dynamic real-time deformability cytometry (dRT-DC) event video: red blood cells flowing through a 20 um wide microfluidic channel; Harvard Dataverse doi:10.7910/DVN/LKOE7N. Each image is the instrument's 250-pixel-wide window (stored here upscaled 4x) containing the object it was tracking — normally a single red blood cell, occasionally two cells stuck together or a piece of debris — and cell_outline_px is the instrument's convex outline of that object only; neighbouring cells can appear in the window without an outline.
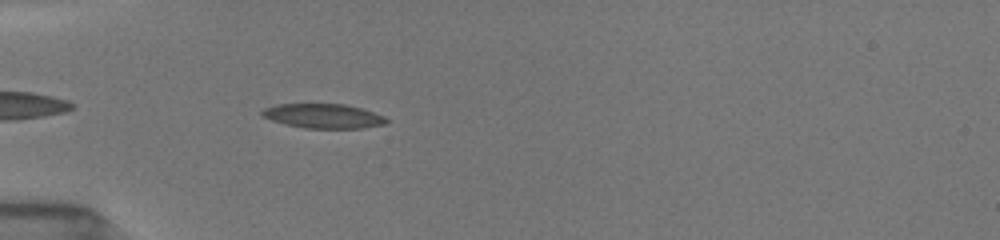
{"species": "common noctule bat (a hibernating species)", "species_latin": "Nyctalus noctula", "temperature_condition": "room temperature", "stored_images_in_passage": 40, "camera_frame_rate_fps": 3000, "um_per_image_px": 0.085, "animal": {"sex": "female", "body_mass_g": 19.5, "forearm_length_mm": 54.1}, "frame": {"image": 1, "passage_image": 4, "time_ms": 1.0, "image_size_px": [1000, 240], "cell_outline_px": [[388, 120], [384, 124], [364, 128], [304, 128], [284, 124], [260, 116], [260, 112], [264, 108], [276, 104], [344, 104], [360, 108], [384, 116]], "centroid_in_image_um": [27.43, 9.86], "position_along_channel_um": 57.6, "area_um2": 17.69}}
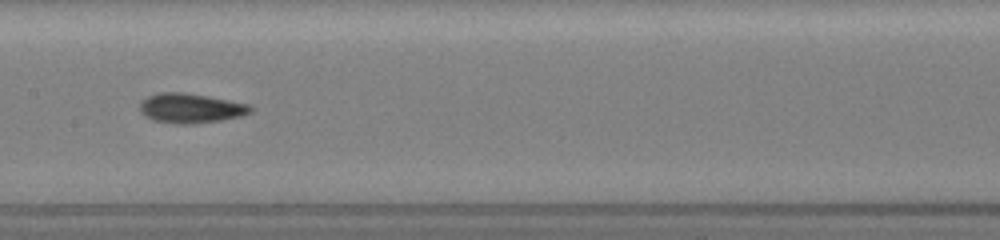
{"frame": {"image": 2, "passage_image": 15, "time_ms": 4.667, "image_size_px": [1000, 240], "cell_outline_px": [[256, 108], [252, 112], [240, 116], [220, 120], [192, 124], [180, 124], [152, 120], [144, 116], [140, 112], [140, 100], [148, 96], [160, 92], [184, 92], [208, 96], [252, 104]], "centroid_in_image_um": [16.23, 9.19], "position_along_channel_um": 191.2, "area_um2": 19.42}}
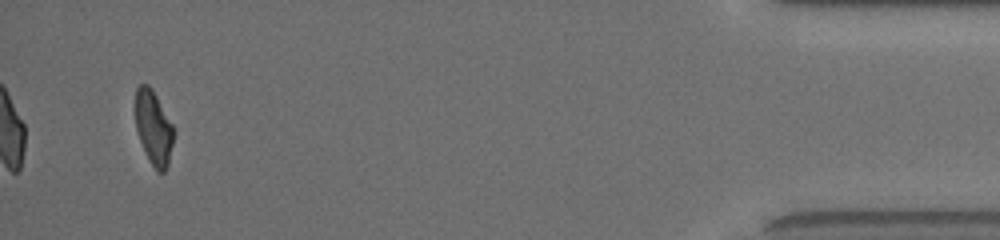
{"frame": {"image": 3, "passage_image": 38, "time_ms": 12.333, "image_size_px": [1000, 240], "cell_outline_px": [[172, 144], [168, 164], [164, 172], [156, 172], [144, 152], [136, 128], [136, 88], [140, 84], [148, 84], [152, 88], [172, 124]], "centroid_in_image_um": [13.03, 10.86], "position_along_channel_um": 422.2, "area_um2": 16.24}, "authors_computed_cell_mechanics": {"area_um2": 17.8024, "velocity_mm_per_s": 3.9139, "shape_relaxation_time_tau1_ms": 3.9181, "shape_relaxation_time_tau2_ms": 2.1923, "deformation_change_tau1": 0.1406, "deformation_change_tau2": 0.0775}}